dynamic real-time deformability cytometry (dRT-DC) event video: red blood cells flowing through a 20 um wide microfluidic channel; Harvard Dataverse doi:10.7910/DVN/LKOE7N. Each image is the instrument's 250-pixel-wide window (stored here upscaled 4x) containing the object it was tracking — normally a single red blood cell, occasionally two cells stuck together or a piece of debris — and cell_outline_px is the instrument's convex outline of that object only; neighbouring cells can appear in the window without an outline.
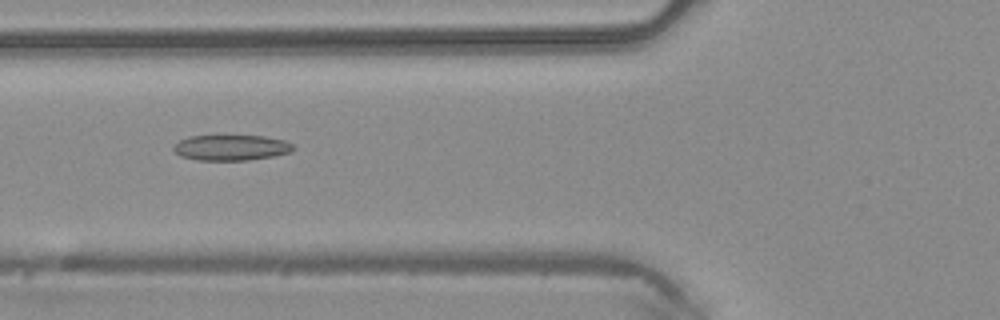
{"species": "common noctule bat (a hibernating species)", "species_latin": "Nyctalus noctula", "temperature_condition": "warm", "stored_images_in_passage": 40, "camera_frame_rate_fps": 3000, "um_per_image_px": 0.085, "animal": {"sex": "male", "body_mass_g": 20.4}, "frame": {"image": 1, "passage_image": 11, "time_ms": 3.333, "image_size_px": [1000, 320], "cell_outline_px": [[296, 148], [292, 152], [272, 156], [248, 160], [196, 160], [180, 156], [172, 148], [180, 140], [188, 136], [264, 136], [284, 140], [292, 144]], "centroid_in_image_um": [19.66, 12.55], "position_along_channel_um": 106.1, "area_um2": 17.8}}
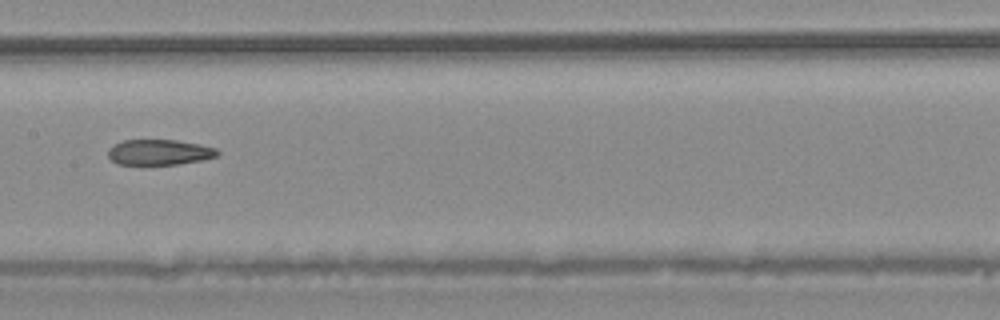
{"frame": {"image": 2, "passage_image": 17, "time_ms": 5.333, "image_size_px": [1000, 320], "cell_outline_px": [[220, 156], [200, 160], [176, 164], [116, 164], [108, 156], [108, 148], [124, 140], [176, 140], [200, 144], [216, 148], [220, 152]], "centroid_in_image_um": [13.57, 12.93], "position_along_channel_um": 193.8, "area_um2": 16.18}}
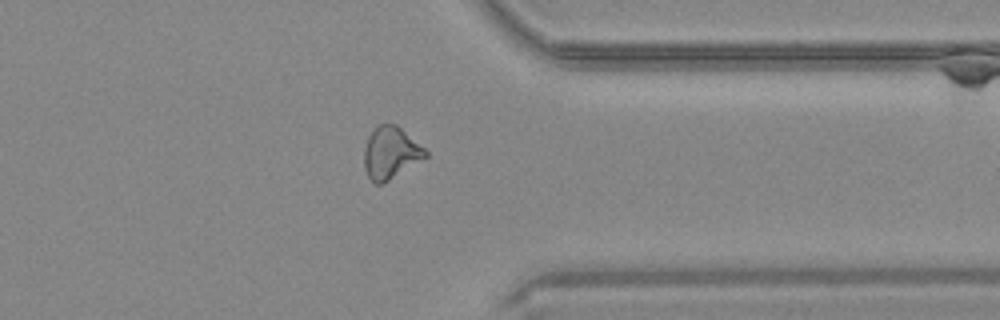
{"frame": {"image": 3, "passage_image": 30, "time_ms": 9.667, "image_size_px": [1000, 320], "cell_outline_px": [[428, 156], [388, 180], [380, 184], [376, 184], [368, 176], [364, 168], [364, 148], [368, 136], [376, 124], [396, 124], [424, 148], [428, 152]], "centroid_in_image_um": [33.18, 12.97], "position_along_channel_um": 378.2, "area_um2": 18.38}}